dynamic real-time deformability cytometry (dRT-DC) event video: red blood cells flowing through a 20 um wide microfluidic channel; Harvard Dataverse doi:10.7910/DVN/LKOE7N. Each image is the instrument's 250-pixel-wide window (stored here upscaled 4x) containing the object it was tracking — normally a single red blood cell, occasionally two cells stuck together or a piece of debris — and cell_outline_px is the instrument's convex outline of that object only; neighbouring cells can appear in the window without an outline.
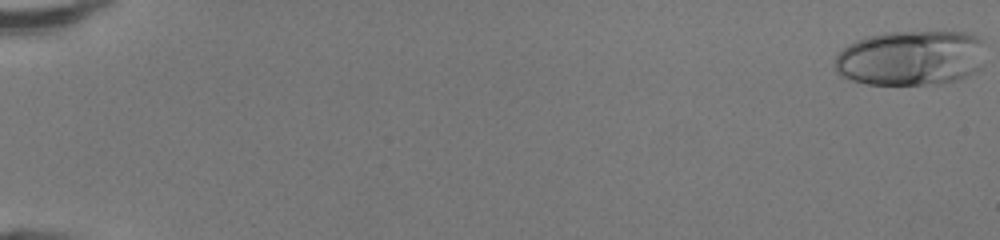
{"species": "human", "species_latin": "Homo sapiens", "temperature_condition": "room temperature", "stored_images_in_passage": 49, "camera_frame_rate_fps": 3000, "um_per_image_px": 0.085, "donor": {"sex": "female"}, "frame": {"image": 1, "passage_image": 1, "time_ms": 0.0, "image_size_px": [1000, 240], "cell_outline_px": [[984, 40], [980, 68], [956, 80], [940, 84], [868, 84], [852, 80], [840, 76], [836, 72], [836, 52], [848, 44], [864, 36], [884, 32], [968, 32], [980, 36]], "centroid_in_image_um": [77.39, 4.91], "position_along_channel_um": 7.6, "area_um2": 48.78}}
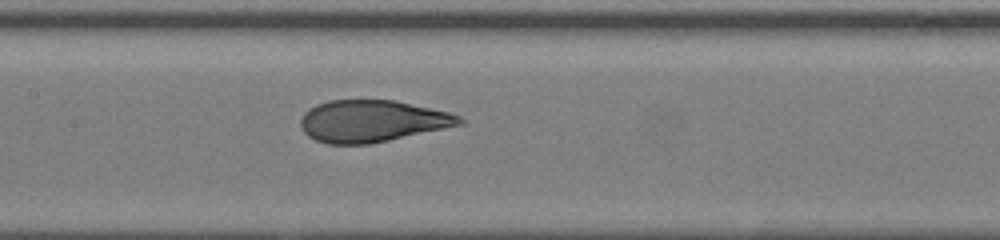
{"frame": {"image": 2, "passage_image": 26, "time_ms": 8.333, "image_size_px": [1000, 240], "cell_outline_px": [[464, 124], [388, 140], [368, 144], [328, 144], [316, 140], [308, 136], [304, 132], [300, 124], [300, 120], [304, 112], [308, 108], [316, 104], [328, 100], [396, 100], [448, 112], [460, 116], [464, 120]], "centroid_in_image_um": [31.6, 10.28], "position_along_channel_um": 175.8, "area_um2": 38.73}}
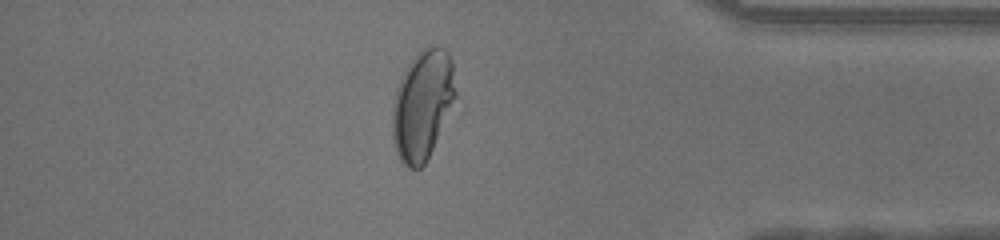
{"frame": {"image": 3, "passage_image": 43, "time_ms": 14.0, "image_size_px": [1000, 240], "cell_outline_px": [[456, 96], [432, 148], [424, 164], [420, 168], [408, 168], [400, 160], [396, 152], [392, 136], [392, 104], [396, 88], [408, 64], [416, 52], [420, 48], [428, 44], [432, 44], [444, 48], [448, 52], [452, 60], [456, 92]], "centroid_in_image_um": [35.89, 8.84], "position_along_channel_um": 399.3, "area_um2": 40.34}, "authors_computed_cell_mechanics": {"area_um2": 41.8472, "velocity_mm_per_s": 4.3276, "shape_relaxation_time_tau1_ms": 6.3343, "shape_relaxation_time_tau2_ms": null, "deformation_change_tau1": 0.2632, "deformation_change_tau2": null}}